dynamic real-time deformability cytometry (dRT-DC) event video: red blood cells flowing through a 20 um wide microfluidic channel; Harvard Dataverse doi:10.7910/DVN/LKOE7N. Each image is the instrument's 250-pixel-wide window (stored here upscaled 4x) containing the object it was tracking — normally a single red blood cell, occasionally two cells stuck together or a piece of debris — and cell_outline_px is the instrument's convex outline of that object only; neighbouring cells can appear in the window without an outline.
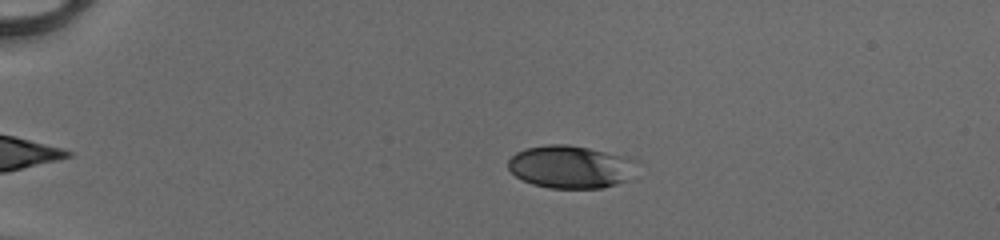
{"species": "human", "species_latin": "Homo sapiens", "temperature_condition": "cold", "stored_images_in_passage": 44, "camera_frame_rate_fps": 3000, "um_per_image_px": 0.085, "donor": {"sex": "male"}, "frame": {"image": 1, "passage_image": 5, "time_ms": 1.333, "image_size_px": [1000, 240], "cell_outline_px": [[628, 180], [616, 184], [600, 188], [548, 188], [532, 184], [516, 176], [508, 168], [508, 160], [516, 152], [524, 148], [548, 144], [568, 144], [588, 148], [620, 156]], "centroid_in_image_um": [48.22, 14.19], "position_along_channel_um": 36.8, "area_um2": 30.4}}
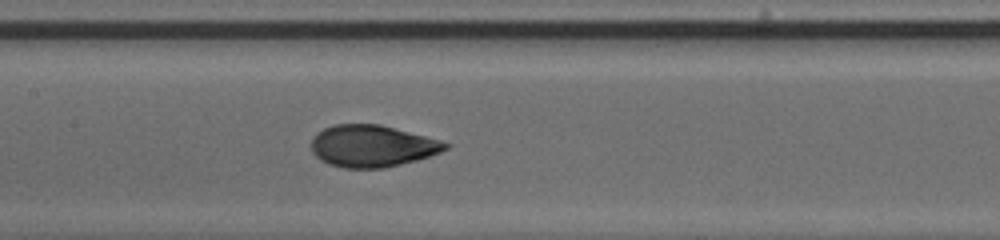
{"frame": {"image": 2, "passage_image": 20, "time_ms": 6.333, "image_size_px": [1000, 240], "cell_outline_px": [[452, 144], [448, 148], [440, 152], [416, 160], [384, 168], [344, 168], [328, 164], [320, 160], [312, 152], [312, 140], [324, 128], [332, 124], [380, 124], [440, 140]], "centroid_in_image_um": [31.64, 12.41], "position_along_channel_um": 175.8, "area_um2": 32.54}}
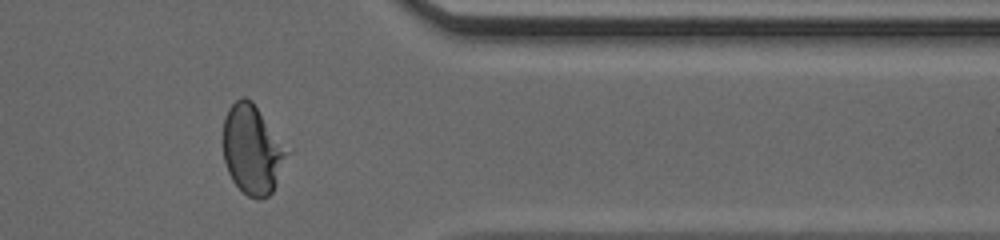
{"frame": {"image": 3, "passage_image": 36, "time_ms": 11.667, "image_size_px": [1000, 240], "cell_outline_px": [[288, 152], [276, 184], [272, 192], [268, 196], [260, 200], [248, 196], [232, 180], [228, 172], [224, 160], [224, 116], [228, 108], [240, 96], [244, 96], [252, 100]], "centroid_in_image_um": [21.41, 12.71], "position_along_channel_um": 390.0, "area_um2": 32.54}, "authors_computed_cell_mechanics": {"area_um2": 32.3969, "velocity_mm_per_s": 4.1772, "shape_relaxation_time_tau1_ms": 4.0714, "shape_relaxation_time_tau2_ms": null, "deformation_change_tau1": 0.1873, "deformation_change_tau2": null}}